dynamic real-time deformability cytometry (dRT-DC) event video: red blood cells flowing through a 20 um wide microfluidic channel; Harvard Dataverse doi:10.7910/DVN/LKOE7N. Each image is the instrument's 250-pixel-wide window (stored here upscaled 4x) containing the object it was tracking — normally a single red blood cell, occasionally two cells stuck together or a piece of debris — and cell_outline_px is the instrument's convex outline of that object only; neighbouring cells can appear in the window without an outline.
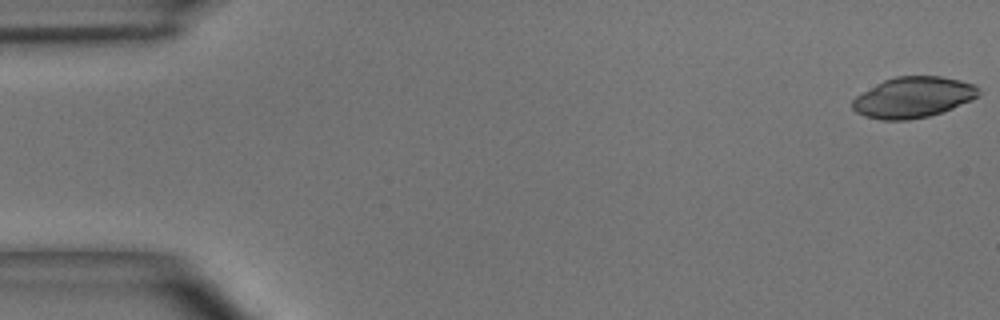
{"species": "common noctule bat (a hibernating species)", "species_latin": "Nyctalus noctula", "temperature_condition": "room temperature", "stored_images_in_passage": 5, "camera_frame_rate_fps": 3000, "um_per_image_px": 0.085, "animal": {"sex": "male", "body_mass_g": 15.6}, "frame": {"image": 1, "passage_image": 1, "time_ms": 0.0, "image_size_px": [1000, 320], "cell_outline_px": [[980, 96], [972, 100], [952, 108], [928, 116], [908, 120], [880, 120], [864, 116], [856, 112], [852, 108], [852, 100], [856, 96], [884, 80], [896, 76], [940, 76], [960, 80], [972, 84], [980, 88]], "centroid_in_image_um": [77.63, 8.27], "position_along_channel_um": 7.4, "area_um2": 29.94}}
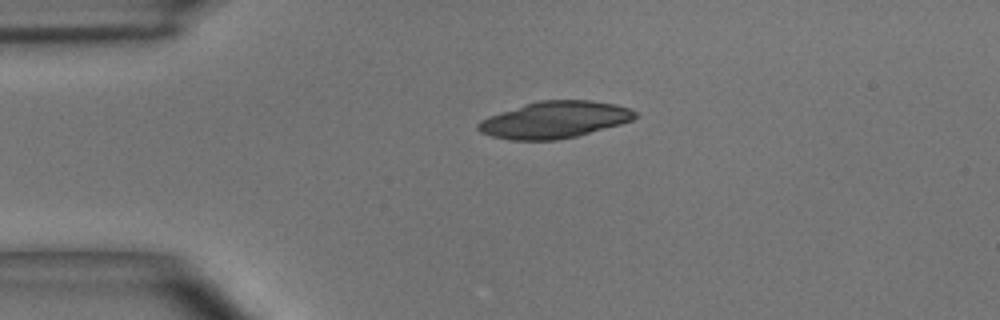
{"frame": {"image": 2, "passage_image": 4, "time_ms": 1.0, "image_size_px": [1000, 320], "cell_outline_px": [[636, 116], [632, 120], [620, 124], [576, 136], [556, 140], [512, 140], [492, 136], [480, 132], [476, 128], [476, 124], [480, 120], [488, 116], [524, 104], [540, 100], [592, 100], [616, 104], [628, 108], [636, 112]], "centroid_in_image_um": [47.1, 10.18], "position_along_channel_um": 37.9, "area_um2": 33.52}}